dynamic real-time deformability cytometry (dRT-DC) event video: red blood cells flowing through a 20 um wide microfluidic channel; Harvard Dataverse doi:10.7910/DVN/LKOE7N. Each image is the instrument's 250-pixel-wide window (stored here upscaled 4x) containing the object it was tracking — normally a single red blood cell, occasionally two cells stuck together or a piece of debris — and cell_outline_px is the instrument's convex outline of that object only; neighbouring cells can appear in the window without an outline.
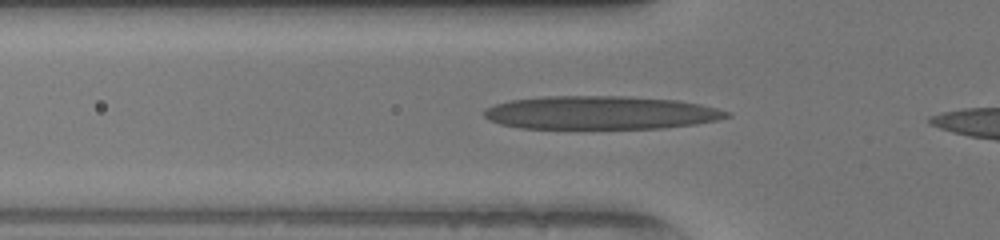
{"species": "human", "species_latin": "Homo sapiens", "temperature_condition": "warm", "stored_images_in_passage": 26, "camera_frame_rate_fps": 3000, "um_per_image_px": 0.085, "donor": {"sex": "female"}, "frame": {"image": 1, "passage_image": 2, "time_ms": 0.333, "image_size_px": [1000, 240], "cell_outline_px": [[732, 116], [720, 120], [696, 124], [664, 128], [520, 128], [500, 124], [488, 120], [484, 116], [484, 112], [488, 108], [496, 104], [508, 100], [540, 96], [628, 96], [676, 100], [700, 104], [732, 112]], "centroid_in_image_um": [51.09, 9.57], "position_along_channel_um": 74.7, "area_um2": 47.4}}
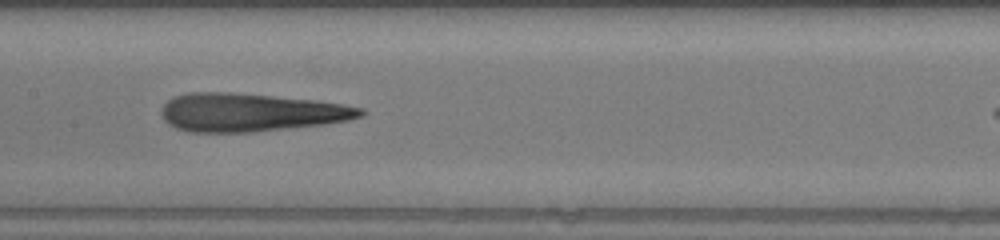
{"frame": {"image": 2, "passage_image": 10, "time_ms": 3.0, "image_size_px": [1000, 240], "cell_outline_px": [[364, 116], [348, 120], [324, 124], [252, 132], [188, 132], [176, 128], [168, 124], [164, 120], [160, 112], [160, 108], [172, 96], [188, 92], [232, 92], [316, 100], [344, 104], [364, 108]], "centroid_in_image_um": [21.27, 9.55], "position_along_channel_um": 186.1, "area_um2": 44.68}}
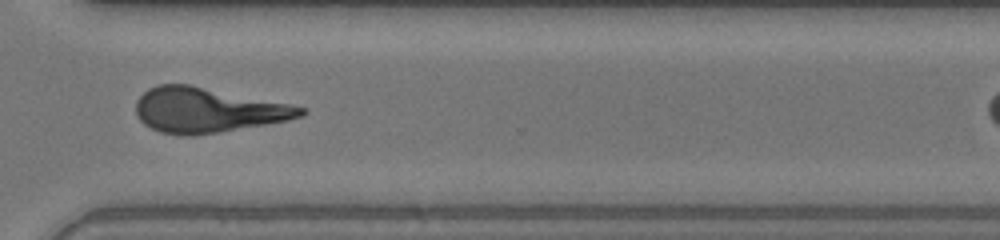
{"frame": {"image": 3, "passage_image": 22, "time_ms": 7.0, "image_size_px": [1000, 240], "cell_outline_px": [[308, 112], [304, 116], [288, 120], [216, 132], [188, 136], [184, 136], [160, 132], [144, 124], [136, 116], [136, 100], [148, 88], [160, 84], [188, 84], [308, 108]], "centroid_in_image_um": [17.61, 9.36], "position_along_channel_um": 353.0, "area_um2": 42.66}}